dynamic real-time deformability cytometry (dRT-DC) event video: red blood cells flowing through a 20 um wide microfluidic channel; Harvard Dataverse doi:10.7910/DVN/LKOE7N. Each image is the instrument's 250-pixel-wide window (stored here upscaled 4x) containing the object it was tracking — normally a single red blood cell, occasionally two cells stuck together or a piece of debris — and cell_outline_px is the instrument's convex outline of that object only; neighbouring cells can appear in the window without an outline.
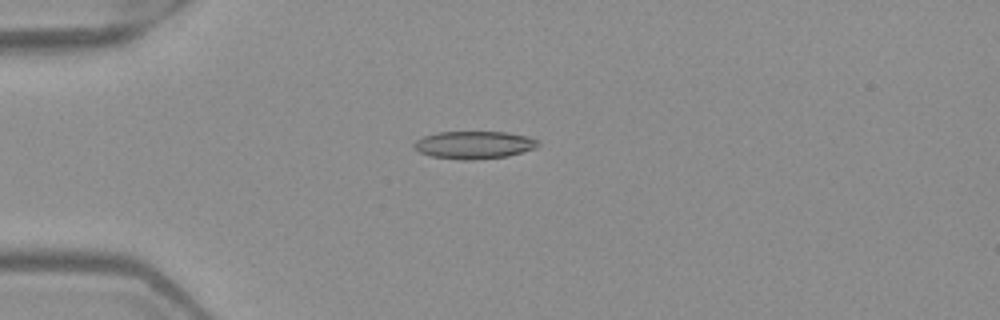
{"species": "Egyptian fruit bat (a non-hibernating species)", "species_latin": "Rousettus aegyptiacus", "temperature_condition": "warm", "stored_images_in_passage": 6, "camera_frame_rate_fps": 3000, "um_per_image_px": 0.085, "frame": {"image": 1, "passage_image": 4, "time_ms": 1.0, "image_size_px": [1000, 320], "cell_outline_px": [[540, 144], [536, 148], [508, 156], [476, 160], [460, 160], [432, 156], [420, 152], [412, 148], [412, 144], [416, 140], [424, 136], [436, 132], [508, 132], [528, 136], [536, 140]], "centroid_in_image_um": [40.28, 12.32], "position_along_channel_um": 44.7, "area_um2": 20.17}}
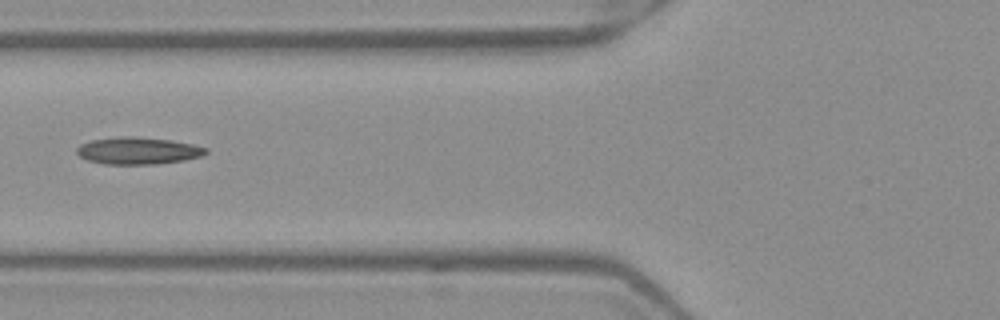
{"frame": {"image": 2, "passage_image": 6, "time_ms": 1.667, "image_size_px": [1000, 320], "cell_outline_px": [[208, 152], [200, 156], [184, 160], [156, 164], [104, 164], [88, 160], [80, 156], [76, 152], [76, 148], [80, 144], [92, 140], [120, 136], [132, 136], [172, 140], [192, 144], [208, 148]], "centroid_in_image_um": [11.72, 12.81], "position_along_channel_um": 114.1, "area_um2": 20.35}}